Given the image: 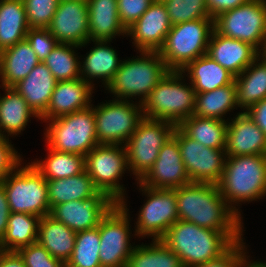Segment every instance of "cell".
Returning <instances> with one entry per match:
<instances>
[{"instance_id":"cell-4","label":"cell","mask_w":266,"mask_h":267,"mask_svg":"<svg viewBox=\"0 0 266 267\" xmlns=\"http://www.w3.org/2000/svg\"><path fill=\"white\" fill-rule=\"evenodd\" d=\"M138 58L127 59L105 87L116 100L140 98L143 104L153 88L170 71L158 51H140Z\"/></svg>"},{"instance_id":"cell-28","label":"cell","mask_w":266,"mask_h":267,"mask_svg":"<svg viewBox=\"0 0 266 267\" xmlns=\"http://www.w3.org/2000/svg\"><path fill=\"white\" fill-rule=\"evenodd\" d=\"M75 240L76 232L50 215H45L40 219L37 242L64 264L73 253Z\"/></svg>"},{"instance_id":"cell-51","label":"cell","mask_w":266,"mask_h":267,"mask_svg":"<svg viewBox=\"0 0 266 267\" xmlns=\"http://www.w3.org/2000/svg\"><path fill=\"white\" fill-rule=\"evenodd\" d=\"M249 256H244V259L241 262L240 267H266V262H260V261H247Z\"/></svg>"},{"instance_id":"cell-38","label":"cell","mask_w":266,"mask_h":267,"mask_svg":"<svg viewBox=\"0 0 266 267\" xmlns=\"http://www.w3.org/2000/svg\"><path fill=\"white\" fill-rule=\"evenodd\" d=\"M74 48L81 47L70 43H58L43 61L57 81L80 78L81 62Z\"/></svg>"},{"instance_id":"cell-5","label":"cell","mask_w":266,"mask_h":267,"mask_svg":"<svg viewBox=\"0 0 266 267\" xmlns=\"http://www.w3.org/2000/svg\"><path fill=\"white\" fill-rule=\"evenodd\" d=\"M181 71H169L153 88L142 104L144 117L167 121L179 126L193 115L196 92L190 85L183 84Z\"/></svg>"},{"instance_id":"cell-17","label":"cell","mask_w":266,"mask_h":267,"mask_svg":"<svg viewBox=\"0 0 266 267\" xmlns=\"http://www.w3.org/2000/svg\"><path fill=\"white\" fill-rule=\"evenodd\" d=\"M139 182L155 189H175L191 183L178 141L173 136L162 146L152 168Z\"/></svg>"},{"instance_id":"cell-22","label":"cell","mask_w":266,"mask_h":267,"mask_svg":"<svg viewBox=\"0 0 266 267\" xmlns=\"http://www.w3.org/2000/svg\"><path fill=\"white\" fill-rule=\"evenodd\" d=\"M93 88L81 78L57 81L47 110L40 119L47 121L89 108Z\"/></svg>"},{"instance_id":"cell-34","label":"cell","mask_w":266,"mask_h":267,"mask_svg":"<svg viewBox=\"0 0 266 267\" xmlns=\"http://www.w3.org/2000/svg\"><path fill=\"white\" fill-rule=\"evenodd\" d=\"M40 219L32 214L10 213L6 234L0 241V251L17 252L37 242Z\"/></svg>"},{"instance_id":"cell-8","label":"cell","mask_w":266,"mask_h":267,"mask_svg":"<svg viewBox=\"0 0 266 267\" xmlns=\"http://www.w3.org/2000/svg\"><path fill=\"white\" fill-rule=\"evenodd\" d=\"M20 164L0 184L4 187L11 213H26L40 218L50 214L47 181L32 165Z\"/></svg>"},{"instance_id":"cell-14","label":"cell","mask_w":266,"mask_h":267,"mask_svg":"<svg viewBox=\"0 0 266 267\" xmlns=\"http://www.w3.org/2000/svg\"><path fill=\"white\" fill-rule=\"evenodd\" d=\"M137 184L148 200L139 211L134 235L161 240L168 229L179 220L175 189L150 188L139 181Z\"/></svg>"},{"instance_id":"cell-42","label":"cell","mask_w":266,"mask_h":267,"mask_svg":"<svg viewBox=\"0 0 266 267\" xmlns=\"http://www.w3.org/2000/svg\"><path fill=\"white\" fill-rule=\"evenodd\" d=\"M17 253L23 259L25 267H65V264L54 258L38 242L20 248Z\"/></svg>"},{"instance_id":"cell-49","label":"cell","mask_w":266,"mask_h":267,"mask_svg":"<svg viewBox=\"0 0 266 267\" xmlns=\"http://www.w3.org/2000/svg\"><path fill=\"white\" fill-rule=\"evenodd\" d=\"M10 208L4 187L0 184V241L6 234Z\"/></svg>"},{"instance_id":"cell-16","label":"cell","mask_w":266,"mask_h":267,"mask_svg":"<svg viewBox=\"0 0 266 267\" xmlns=\"http://www.w3.org/2000/svg\"><path fill=\"white\" fill-rule=\"evenodd\" d=\"M115 204L104 191H99L84 200L55 205L49 215L77 233L98 227L101 219Z\"/></svg>"},{"instance_id":"cell-37","label":"cell","mask_w":266,"mask_h":267,"mask_svg":"<svg viewBox=\"0 0 266 267\" xmlns=\"http://www.w3.org/2000/svg\"><path fill=\"white\" fill-rule=\"evenodd\" d=\"M125 267H184L180 257L161 240L150 245H136Z\"/></svg>"},{"instance_id":"cell-7","label":"cell","mask_w":266,"mask_h":267,"mask_svg":"<svg viewBox=\"0 0 266 267\" xmlns=\"http://www.w3.org/2000/svg\"><path fill=\"white\" fill-rule=\"evenodd\" d=\"M92 106L46 121L50 122L44 133L48 147L86 156L99 145Z\"/></svg>"},{"instance_id":"cell-15","label":"cell","mask_w":266,"mask_h":267,"mask_svg":"<svg viewBox=\"0 0 266 267\" xmlns=\"http://www.w3.org/2000/svg\"><path fill=\"white\" fill-rule=\"evenodd\" d=\"M172 136L178 141L182 161L191 183L218 184L225 166V149L203 146L189 138L178 126Z\"/></svg>"},{"instance_id":"cell-29","label":"cell","mask_w":266,"mask_h":267,"mask_svg":"<svg viewBox=\"0 0 266 267\" xmlns=\"http://www.w3.org/2000/svg\"><path fill=\"white\" fill-rule=\"evenodd\" d=\"M181 72L185 75L188 73L189 81L196 93L210 92L232 84L235 80L229 71L207 54L190 62Z\"/></svg>"},{"instance_id":"cell-46","label":"cell","mask_w":266,"mask_h":267,"mask_svg":"<svg viewBox=\"0 0 266 267\" xmlns=\"http://www.w3.org/2000/svg\"><path fill=\"white\" fill-rule=\"evenodd\" d=\"M15 150L8 137L0 136V182L22 162Z\"/></svg>"},{"instance_id":"cell-31","label":"cell","mask_w":266,"mask_h":267,"mask_svg":"<svg viewBox=\"0 0 266 267\" xmlns=\"http://www.w3.org/2000/svg\"><path fill=\"white\" fill-rule=\"evenodd\" d=\"M29 28L22 0H0V52L24 40Z\"/></svg>"},{"instance_id":"cell-18","label":"cell","mask_w":266,"mask_h":267,"mask_svg":"<svg viewBox=\"0 0 266 267\" xmlns=\"http://www.w3.org/2000/svg\"><path fill=\"white\" fill-rule=\"evenodd\" d=\"M48 30L59 43L85 47L89 43L87 1H59Z\"/></svg>"},{"instance_id":"cell-2","label":"cell","mask_w":266,"mask_h":267,"mask_svg":"<svg viewBox=\"0 0 266 267\" xmlns=\"http://www.w3.org/2000/svg\"><path fill=\"white\" fill-rule=\"evenodd\" d=\"M242 233L211 230L178 220L161 241L180 257L184 267H189L220 257L235 242L243 239Z\"/></svg>"},{"instance_id":"cell-11","label":"cell","mask_w":266,"mask_h":267,"mask_svg":"<svg viewBox=\"0 0 266 267\" xmlns=\"http://www.w3.org/2000/svg\"><path fill=\"white\" fill-rule=\"evenodd\" d=\"M85 165V171L100 191L116 203L126 200L125 187L118 181L129 170L125 146L99 144L85 156Z\"/></svg>"},{"instance_id":"cell-26","label":"cell","mask_w":266,"mask_h":267,"mask_svg":"<svg viewBox=\"0 0 266 267\" xmlns=\"http://www.w3.org/2000/svg\"><path fill=\"white\" fill-rule=\"evenodd\" d=\"M95 46L90 49L80 63V78L94 85L92 80L101 79L106 87L121 65L116 50L109 47L111 40L93 41ZM89 78V79H88ZM92 79V80H91Z\"/></svg>"},{"instance_id":"cell-41","label":"cell","mask_w":266,"mask_h":267,"mask_svg":"<svg viewBox=\"0 0 266 267\" xmlns=\"http://www.w3.org/2000/svg\"><path fill=\"white\" fill-rule=\"evenodd\" d=\"M30 28H48L60 0H22Z\"/></svg>"},{"instance_id":"cell-19","label":"cell","mask_w":266,"mask_h":267,"mask_svg":"<svg viewBox=\"0 0 266 267\" xmlns=\"http://www.w3.org/2000/svg\"><path fill=\"white\" fill-rule=\"evenodd\" d=\"M171 27L165 5L161 0H154L147 11L127 28V35L132 36V43L139 52L159 51Z\"/></svg>"},{"instance_id":"cell-47","label":"cell","mask_w":266,"mask_h":267,"mask_svg":"<svg viewBox=\"0 0 266 267\" xmlns=\"http://www.w3.org/2000/svg\"><path fill=\"white\" fill-rule=\"evenodd\" d=\"M250 0H206L210 18H216L221 13L246 4Z\"/></svg>"},{"instance_id":"cell-20","label":"cell","mask_w":266,"mask_h":267,"mask_svg":"<svg viewBox=\"0 0 266 267\" xmlns=\"http://www.w3.org/2000/svg\"><path fill=\"white\" fill-rule=\"evenodd\" d=\"M206 54L237 77L261 53L249 43L223 36L213 30Z\"/></svg>"},{"instance_id":"cell-43","label":"cell","mask_w":266,"mask_h":267,"mask_svg":"<svg viewBox=\"0 0 266 267\" xmlns=\"http://www.w3.org/2000/svg\"><path fill=\"white\" fill-rule=\"evenodd\" d=\"M26 39L40 62H43L59 43L48 28H29Z\"/></svg>"},{"instance_id":"cell-45","label":"cell","mask_w":266,"mask_h":267,"mask_svg":"<svg viewBox=\"0 0 266 267\" xmlns=\"http://www.w3.org/2000/svg\"><path fill=\"white\" fill-rule=\"evenodd\" d=\"M243 239L235 242L220 257L202 264H196L189 267H240L244 256L246 255V246ZM245 249V250H244Z\"/></svg>"},{"instance_id":"cell-9","label":"cell","mask_w":266,"mask_h":267,"mask_svg":"<svg viewBox=\"0 0 266 267\" xmlns=\"http://www.w3.org/2000/svg\"><path fill=\"white\" fill-rule=\"evenodd\" d=\"M175 125L143 117L125 144L128 167L140 181L152 168L162 146L173 135Z\"/></svg>"},{"instance_id":"cell-27","label":"cell","mask_w":266,"mask_h":267,"mask_svg":"<svg viewBox=\"0 0 266 267\" xmlns=\"http://www.w3.org/2000/svg\"><path fill=\"white\" fill-rule=\"evenodd\" d=\"M234 81L237 106L241 110L243 108V112L257 102L266 99L265 54L261 53L241 74L235 77Z\"/></svg>"},{"instance_id":"cell-12","label":"cell","mask_w":266,"mask_h":267,"mask_svg":"<svg viewBox=\"0 0 266 267\" xmlns=\"http://www.w3.org/2000/svg\"><path fill=\"white\" fill-rule=\"evenodd\" d=\"M125 200L116 203L99 222L101 267H125L131 246L129 209Z\"/></svg>"},{"instance_id":"cell-44","label":"cell","mask_w":266,"mask_h":267,"mask_svg":"<svg viewBox=\"0 0 266 267\" xmlns=\"http://www.w3.org/2000/svg\"><path fill=\"white\" fill-rule=\"evenodd\" d=\"M153 2L154 0H117L118 15L124 27L127 29L136 22Z\"/></svg>"},{"instance_id":"cell-36","label":"cell","mask_w":266,"mask_h":267,"mask_svg":"<svg viewBox=\"0 0 266 267\" xmlns=\"http://www.w3.org/2000/svg\"><path fill=\"white\" fill-rule=\"evenodd\" d=\"M48 151L46 161L31 162L46 180L64 179L85 171V156L60 152L50 147H48Z\"/></svg>"},{"instance_id":"cell-3","label":"cell","mask_w":266,"mask_h":267,"mask_svg":"<svg viewBox=\"0 0 266 267\" xmlns=\"http://www.w3.org/2000/svg\"><path fill=\"white\" fill-rule=\"evenodd\" d=\"M217 185L225 202L241 217L236 207L239 202L260 200L266 195V155L226 157Z\"/></svg>"},{"instance_id":"cell-50","label":"cell","mask_w":266,"mask_h":267,"mask_svg":"<svg viewBox=\"0 0 266 267\" xmlns=\"http://www.w3.org/2000/svg\"><path fill=\"white\" fill-rule=\"evenodd\" d=\"M0 267H25L17 252L0 251Z\"/></svg>"},{"instance_id":"cell-52","label":"cell","mask_w":266,"mask_h":267,"mask_svg":"<svg viewBox=\"0 0 266 267\" xmlns=\"http://www.w3.org/2000/svg\"><path fill=\"white\" fill-rule=\"evenodd\" d=\"M60 1H73V0H60ZM82 1H87V0H82Z\"/></svg>"},{"instance_id":"cell-35","label":"cell","mask_w":266,"mask_h":267,"mask_svg":"<svg viewBox=\"0 0 266 267\" xmlns=\"http://www.w3.org/2000/svg\"><path fill=\"white\" fill-rule=\"evenodd\" d=\"M236 107L238 106L234 81L232 84L210 92L196 93L193 115L203 118L225 120L224 116L226 113L234 110Z\"/></svg>"},{"instance_id":"cell-24","label":"cell","mask_w":266,"mask_h":267,"mask_svg":"<svg viewBox=\"0 0 266 267\" xmlns=\"http://www.w3.org/2000/svg\"><path fill=\"white\" fill-rule=\"evenodd\" d=\"M87 5L90 43L127 35L118 15L117 0H87Z\"/></svg>"},{"instance_id":"cell-25","label":"cell","mask_w":266,"mask_h":267,"mask_svg":"<svg viewBox=\"0 0 266 267\" xmlns=\"http://www.w3.org/2000/svg\"><path fill=\"white\" fill-rule=\"evenodd\" d=\"M40 61L25 38L0 52L2 87H13L28 76Z\"/></svg>"},{"instance_id":"cell-30","label":"cell","mask_w":266,"mask_h":267,"mask_svg":"<svg viewBox=\"0 0 266 267\" xmlns=\"http://www.w3.org/2000/svg\"><path fill=\"white\" fill-rule=\"evenodd\" d=\"M3 89L6 93L5 96H0V136L19 135L31 117L38 119L40 117L13 87H3Z\"/></svg>"},{"instance_id":"cell-6","label":"cell","mask_w":266,"mask_h":267,"mask_svg":"<svg viewBox=\"0 0 266 267\" xmlns=\"http://www.w3.org/2000/svg\"><path fill=\"white\" fill-rule=\"evenodd\" d=\"M214 19H197L173 25L158 51L170 71H181L207 52Z\"/></svg>"},{"instance_id":"cell-13","label":"cell","mask_w":266,"mask_h":267,"mask_svg":"<svg viewBox=\"0 0 266 267\" xmlns=\"http://www.w3.org/2000/svg\"><path fill=\"white\" fill-rule=\"evenodd\" d=\"M138 104V105H137ZM130 100H110L94 107L99 144L125 146L144 117L142 104ZM123 143V144H122Z\"/></svg>"},{"instance_id":"cell-23","label":"cell","mask_w":266,"mask_h":267,"mask_svg":"<svg viewBox=\"0 0 266 267\" xmlns=\"http://www.w3.org/2000/svg\"><path fill=\"white\" fill-rule=\"evenodd\" d=\"M57 84L48 67L39 62L26 78L13 88L26 100L28 106L41 117L47 110Z\"/></svg>"},{"instance_id":"cell-1","label":"cell","mask_w":266,"mask_h":267,"mask_svg":"<svg viewBox=\"0 0 266 267\" xmlns=\"http://www.w3.org/2000/svg\"><path fill=\"white\" fill-rule=\"evenodd\" d=\"M179 220L216 231H243L242 218L225 202L217 184L175 188Z\"/></svg>"},{"instance_id":"cell-10","label":"cell","mask_w":266,"mask_h":267,"mask_svg":"<svg viewBox=\"0 0 266 267\" xmlns=\"http://www.w3.org/2000/svg\"><path fill=\"white\" fill-rule=\"evenodd\" d=\"M214 30L223 36L249 43L260 53H264L266 0H250L246 4L221 13L214 18Z\"/></svg>"},{"instance_id":"cell-32","label":"cell","mask_w":266,"mask_h":267,"mask_svg":"<svg viewBox=\"0 0 266 267\" xmlns=\"http://www.w3.org/2000/svg\"><path fill=\"white\" fill-rule=\"evenodd\" d=\"M46 181L50 209L61 203L90 198L100 191L86 171L72 177Z\"/></svg>"},{"instance_id":"cell-33","label":"cell","mask_w":266,"mask_h":267,"mask_svg":"<svg viewBox=\"0 0 266 267\" xmlns=\"http://www.w3.org/2000/svg\"><path fill=\"white\" fill-rule=\"evenodd\" d=\"M189 138L203 146L225 149L228 121L191 115L178 126Z\"/></svg>"},{"instance_id":"cell-48","label":"cell","mask_w":266,"mask_h":267,"mask_svg":"<svg viewBox=\"0 0 266 267\" xmlns=\"http://www.w3.org/2000/svg\"><path fill=\"white\" fill-rule=\"evenodd\" d=\"M245 112L266 135V99L257 102Z\"/></svg>"},{"instance_id":"cell-21","label":"cell","mask_w":266,"mask_h":267,"mask_svg":"<svg viewBox=\"0 0 266 267\" xmlns=\"http://www.w3.org/2000/svg\"><path fill=\"white\" fill-rule=\"evenodd\" d=\"M226 157L266 155V135L246 112H239L228 122Z\"/></svg>"},{"instance_id":"cell-39","label":"cell","mask_w":266,"mask_h":267,"mask_svg":"<svg viewBox=\"0 0 266 267\" xmlns=\"http://www.w3.org/2000/svg\"><path fill=\"white\" fill-rule=\"evenodd\" d=\"M99 228L76 233L75 246L65 267H101Z\"/></svg>"},{"instance_id":"cell-40","label":"cell","mask_w":266,"mask_h":267,"mask_svg":"<svg viewBox=\"0 0 266 267\" xmlns=\"http://www.w3.org/2000/svg\"><path fill=\"white\" fill-rule=\"evenodd\" d=\"M166 7L173 25L197 20L213 19L206 5V0H161Z\"/></svg>"}]
</instances>
